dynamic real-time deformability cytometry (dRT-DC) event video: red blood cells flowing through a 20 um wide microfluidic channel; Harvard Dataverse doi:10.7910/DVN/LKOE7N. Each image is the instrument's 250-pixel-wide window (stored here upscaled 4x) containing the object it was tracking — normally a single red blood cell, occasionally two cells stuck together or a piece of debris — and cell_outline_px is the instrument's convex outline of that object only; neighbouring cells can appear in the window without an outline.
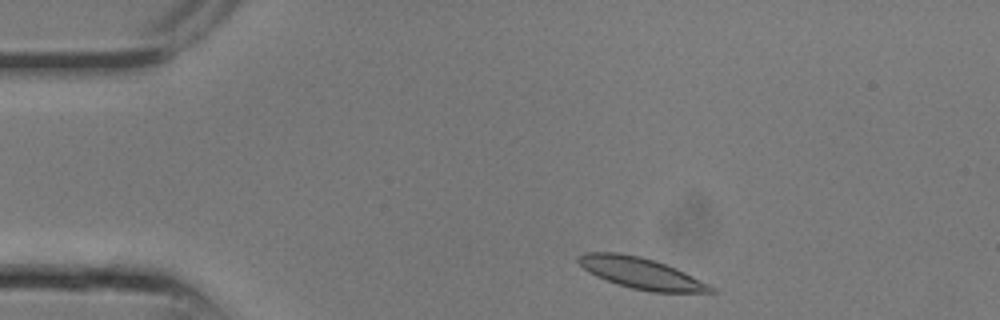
{"species": "common noctule bat (a hibernating species)", "species_latin": "Nyctalus noctula", "temperature_condition": "room temperature", "stored_images_in_passage": 7, "camera_frame_rate_fps": 3000, "um_per_image_px": 0.085, "animal": {"sex": "male", "body_mass_g": 13.3}, "frame": {"image": 1, "passage_image": 1, "time_ms": 0.0, "image_size_px": [1000, 320], "cell_outline_px": [[716, 292], [652, 292], [632, 288], [616, 284], [596, 276], [588, 272], [576, 260], [576, 256], [584, 252], [620, 252], [640, 256], [676, 268], [716, 288]], "centroid_in_image_um": [54.44, 23.21], "position_along_channel_um": 30.6, "area_um2": 23.93}}
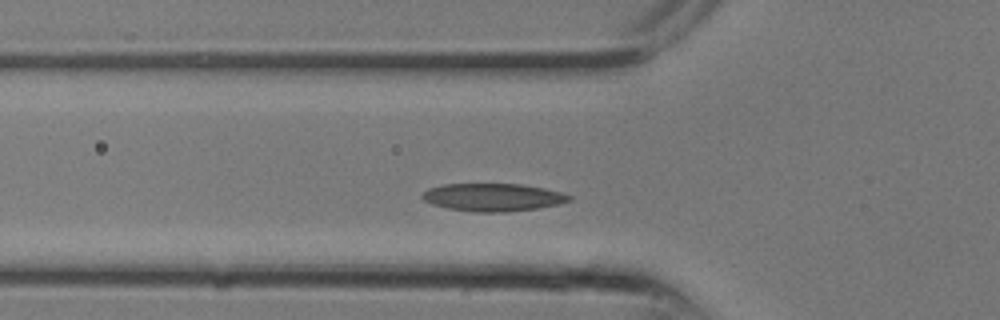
{"frame": {"image": 2, "passage_image": 5, "time_ms": 1.333, "image_size_px": [1000, 320], "cell_outline_px": [[572, 200], [560, 204], [536, 208], [508, 212], [472, 212], [448, 208], [432, 204], [424, 200], [420, 196], [428, 188], [444, 184], [520, 184], [544, 188], [560, 192], [572, 196]], "centroid_in_image_um": [41.9, 16.77], "position_along_channel_um": 83.9, "area_um2": 23.81}}
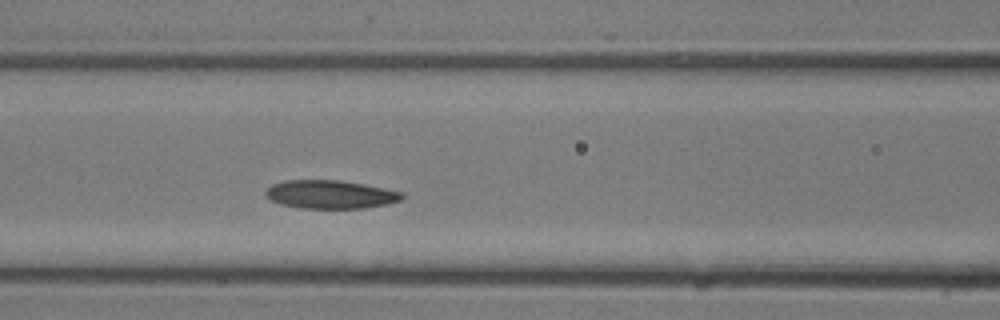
{"frame": {"image": 3, "passage_image": 7, "time_ms": 2.0, "image_size_px": [1000, 320], "cell_outline_px": [[404, 196], [400, 200], [388, 204], [364, 208], [300, 208], [280, 204], [264, 196], [264, 192], [272, 184], [284, 180], [340, 180], [364, 184], [404, 192]], "centroid_in_image_um": [28.07, 16.52], "position_along_channel_um": 138.5, "area_um2": 22.66}}